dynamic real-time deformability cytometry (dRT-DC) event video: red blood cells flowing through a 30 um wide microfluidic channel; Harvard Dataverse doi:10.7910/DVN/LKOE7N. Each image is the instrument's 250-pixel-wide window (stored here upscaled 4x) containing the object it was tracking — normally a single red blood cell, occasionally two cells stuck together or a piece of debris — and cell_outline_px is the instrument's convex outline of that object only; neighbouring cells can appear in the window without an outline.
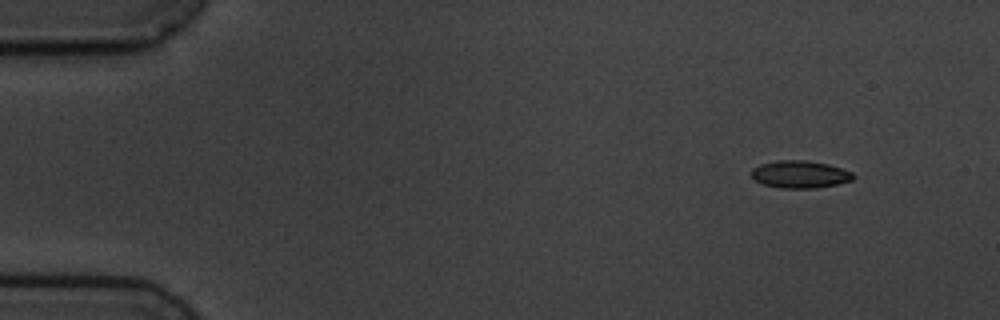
{"species": "common noctule bat (a hibernating species)", "species_latin": "Nyctalus noctula", "temperature_condition": "cold", "stored_images_in_passage": 4, "camera_frame_rate_fps": 3000, "um_per_image_px": 0.085, "animal": {"sex": "male", "body_mass_g": 19.5, "forearm_length_mm": 54.6}, "frame": {"image": 1, "passage_image": 1, "time_ms": 0.0, "image_size_px": [1000, 320], "cell_outline_px": [[856, 176], [852, 180], [836, 184], [816, 188], [780, 188], [764, 184], [756, 180], [752, 176], [752, 168], [760, 164], [780, 160], [804, 160], [828, 164], [852, 172]], "centroid_in_image_um": [68.01, 14.82], "position_along_channel_um": 17.0, "area_um2": 16.13}}
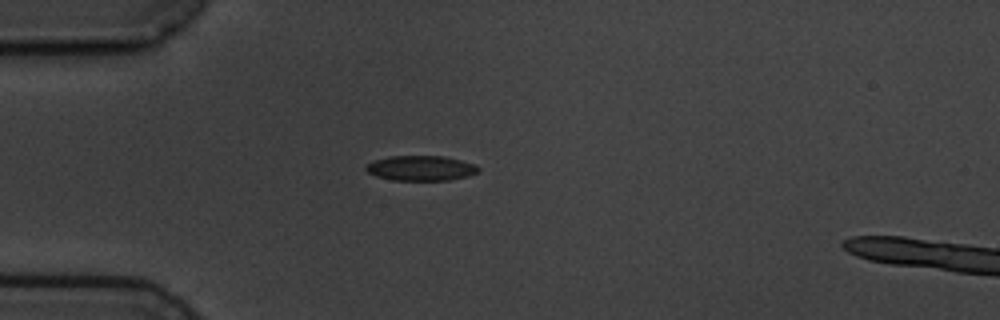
{"frame": {"image": 2, "passage_image": 4, "time_ms": 3.333, "image_size_px": [1000, 320], "cell_outline_px": [[480, 172], [468, 176], [448, 180], [392, 180], [376, 176], [368, 172], [364, 168], [372, 160], [388, 156], [444, 156], [476, 164], [480, 168]], "centroid_in_image_um": [35.79, 14.29], "position_along_channel_um": 49.2, "area_um2": 16.53}}